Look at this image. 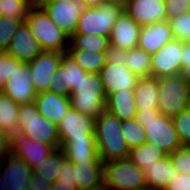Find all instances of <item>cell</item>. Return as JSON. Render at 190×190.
I'll list each match as a JSON object with an SVG mask.
<instances>
[{"label":"cell","instance_id":"cell-26","mask_svg":"<svg viewBox=\"0 0 190 190\" xmlns=\"http://www.w3.org/2000/svg\"><path fill=\"white\" fill-rule=\"evenodd\" d=\"M147 187L153 190H164L178 171L173 166L171 158L166 155L163 159L154 162L144 170Z\"/></svg>","mask_w":190,"mask_h":190},{"label":"cell","instance_id":"cell-32","mask_svg":"<svg viewBox=\"0 0 190 190\" xmlns=\"http://www.w3.org/2000/svg\"><path fill=\"white\" fill-rule=\"evenodd\" d=\"M69 44L74 49L105 52L110 42L109 37L104 35L74 33L69 39Z\"/></svg>","mask_w":190,"mask_h":190},{"label":"cell","instance_id":"cell-51","mask_svg":"<svg viewBox=\"0 0 190 190\" xmlns=\"http://www.w3.org/2000/svg\"><path fill=\"white\" fill-rule=\"evenodd\" d=\"M61 1L73 3L76 0H40V4H55Z\"/></svg>","mask_w":190,"mask_h":190},{"label":"cell","instance_id":"cell-11","mask_svg":"<svg viewBox=\"0 0 190 190\" xmlns=\"http://www.w3.org/2000/svg\"><path fill=\"white\" fill-rule=\"evenodd\" d=\"M182 42L173 39L151 55V77L179 75L181 71Z\"/></svg>","mask_w":190,"mask_h":190},{"label":"cell","instance_id":"cell-22","mask_svg":"<svg viewBox=\"0 0 190 190\" xmlns=\"http://www.w3.org/2000/svg\"><path fill=\"white\" fill-rule=\"evenodd\" d=\"M34 103L39 113L56 125L68 114L71 108L69 97L49 91L38 93Z\"/></svg>","mask_w":190,"mask_h":190},{"label":"cell","instance_id":"cell-34","mask_svg":"<svg viewBox=\"0 0 190 190\" xmlns=\"http://www.w3.org/2000/svg\"><path fill=\"white\" fill-rule=\"evenodd\" d=\"M120 129L129 149L147 142L144 127L135 118L122 120Z\"/></svg>","mask_w":190,"mask_h":190},{"label":"cell","instance_id":"cell-4","mask_svg":"<svg viewBox=\"0 0 190 190\" xmlns=\"http://www.w3.org/2000/svg\"><path fill=\"white\" fill-rule=\"evenodd\" d=\"M71 108L96 119L106 110V96L98 73L82 75L75 90L69 96Z\"/></svg>","mask_w":190,"mask_h":190},{"label":"cell","instance_id":"cell-21","mask_svg":"<svg viewBox=\"0 0 190 190\" xmlns=\"http://www.w3.org/2000/svg\"><path fill=\"white\" fill-rule=\"evenodd\" d=\"M173 39L172 29L168 20L144 25L140 28L138 48L153 55Z\"/></svg>","mask_w":190,"mask_h":190},{"label":"cell","instance_id":"cell-25","mask_svg":"<svg viewBox=\"0 0 190 190\" xmlns=\"http://www.w3.org/2000/svg\"><path fill=\"white\" fill-rule=\"evenodd\" d=\"M106 110L120 121L135 118L138 110L135 104L134 90L122 89L110 93L106 97Z\"/></svg>","mask_w":190,"mask_h":190},{"label":"cell","instance_id":"cell-33","mask_svg":"<svg viewBox=\"0 0 190 190\" xmlns=\"http://www.w3.org/2000/svg\"><path fill=\"white\" fill-rule=\"evenodd\" d=\"M60 171V148L54 149L50 155L32 167V173L42 177L46 182L53 184Z\"/></svg>","mask_w":190,"mask_h":190},{"label":"cell","instance_id":"cell-47","mask_svg":"<svg viewBox=\"0 0 190 190\" xmlns=\"http://www.w3.org/2000/svg\"><path fill=\"white\" fill-rule=\"evenodd\" d=\"M11 135L5 131L0 130V159L2 160L10 153Z\"/></svg>","mask_w":190,"mask_h":190},{"label":"cell","instance_id":"cell-29","mask_svg":"<svg viewBox=\"0 0 190 190\" xmlns=\"http://www.w3.org/2000/svg\"><path fill=\"white\" fill-rule=\"evenodd\" d=\"M75 62L88 73H100L106 64L105 52H92L74 49L70 44L66 52Z\"/></svg>","mask_w":190,"mask_h":190},{"label":"cell","instance_id":"cell-48","mask_svg":"<svg viewBox=\"0 0 190 190\" xmlns=\"http://www.w3.org/2000/svg\"><path fill=\"white\" fill-rule=\"evenodd\" d=\"M52 190H77L74 184L59 183L55 181L52 184Z\"/></svg>","mask_w":190,"mask_h":190},{"label":"cell","instance_id":"cell-50","mask_svg":"<svg viewBox=\"0 0 190 190\" xmlns=\"http://www.w3.org/2000/svg\"><path fill=\"white\" fill-rule=\"evenodd\" d=\"M87 7L99 6L101 4L100 0H81Z\"/></svg>","mask_w":190,"mask_h":190},{"label":"cell","instance_id":"cell-55","mask_svg":"<svg viewBox=\"0 0 190 190\" xmlns=\"http://www.w3.org/2000/svg\"><path fill=\"white\" fill-rule=\"evenodd\" d=\"M2 16V12H1V4H0V17Z\"/></svg>","mask_w":190,"mask_h":190},{"label":"cell","instance_id":"cell-41","mask_svg":"<svg viewBox=\"0 0 190 190\" xmlns=\"http://www.w3.org/2000/svg\"><path fill=\"white\" fill-rule=\"evenodd\" d=\"M14 72V57L5 51L0 52V91Z\"/></svg>","mask_w":190,"mask_h":190},{"label":"cell","instance_id":"cell-18","mask_svg":"<svg viewBox=\"0 0 190 190\" xmlns=\"http://www.w3.org/2000/svg\"><path fill=\"white\" fill-rule=\"evenodd\" d=\"M5 52L19 61L28 63L40 54L42 49L27 24L21 23Z\"/></svg>","mask_w":190,"mask_h":190},{"label":"cell","instance_id":"cell-49","mask_svg":"<svg viewBox=\"0 0 190 190\" xmlns=\"http://www.w3.org/2000/svg\"><path fill=\"white\" fill-rule=\"evenodd\" d=\"M101 4L108 3V4H115L122 8H125L127 0H100Z\"/></svg>","mask_w":190,"mask_h":190},{"label":"cell","instance_id":"cell-42","mask_svg":"<svg viewBox=\"0 0 190 190\" xmlns=\"http://www.w3.org/2000/svg\"><path fill=\"white\" fill-rule=\"evenodd\" d=\"M168 20L181 13L190 12V0H165Z\"/></svg>","mask_w":190,"mask_h":190},{"label":"cell","instance_id":"cell-45","mask_svg":"<svg viewBox=\"0 0 190 190\" xmlns=\"http://www.w3.org/2000/svg\"><path fill=\"white\" fill-rule=\"evenodd\" d=\"M164 190H190V175L177 174Z\"/></svg>","mask_w":190,"mask_h":190},{"label":"cell","instance_id":"cell-14","mask_svg":"<svg viewBox=\"0 0 190 190\" xmlns=\"http://www.w3.org/2000/svg\"><path fill=\"white\" fill-rule=\"evenodd\" d=\"M3 190H28L32 168L23 159L9 153L1 160Z\"/></svg>","mask_w":190,"mask_h":190},{"label":"cell","instance_id":"cell-17","mask_svg":"<svg viewBox=\"0 0 190 190\" xmlns=\"http://www.w3.org/2000/svg\"><path fill=\"white\" fill-rule=\"evenodd\" d=\"M124 11L140 26L168 20L165 0H127Z\"/></svg>","mask_w":190,"mask_h":190},{"label":"cell","instance_id":"cell-5","mask_svg":"<svg viewBox=\"0 0 190 190\" xmlns=\"http://www.w3.org/2000/svg\"><path fill=\"white\" fill-rule=\"evenodd\" d=\"M17 126L22 136L60 148L57 125L42 116L34 102L19 104Z\"/></svg>","mask_w":190,"mask_h":190},{"label":"cell","instance_id":"cell-31","mask_svg":"<svg viewBox=\"0 0 190 190\" xmlns=\"http://www.w3.org/2000/svg\"><path fill=\"white\" fill-rule=\"evenodd\" d=\"M124 65L139 78L151 77V55L138 47L127 51Z\"/></svg>","mask_w":190,"mask_h":190},{"label":"cell","instance_id":"cell-54","mask_svg":"<svg viewBox=\"0 0 190 190\" xmlns=\"http://www.w3.org/2000/svg\"><path fill=\"white\" fill-rule=\"evenodd\" d=\"M140 190H153V189L149 188V187H146V188H143V189H140Z\"/></svg>","mask_w":190,"mask_h":190},{"label":"cell","instance_id":"cell-24","mask_svg":"<svg viewBox=\"0 0 190 190\" xmlns=\"http://www.w3.org/2000/svg\"><path fill=\"white\" fill-rule=\"evenodd\" d=\"M103 164L75 163L74 181H76L77 190H104Z\"/></svg>","mask_w":190,"mask_h":190},{"label":"cell","instance_id":"cell-16","mask_svg":"<svg viewBox=\"0 0 190 190\" xmlns=\"http://www.w3.org/2000/svg\"><path fill=\"white\" fill-rule=\"evenodd\" d=\"M53 150L52 146L44 142L27 138L20 133L11 134L10 153L23 159L31 168L46 159Z\"/></svg>","mask_w":190,"mask_h":190},{"label":"cell","instance_id":"cell-53","mask_svg":"<svg viewBox=\"0 0 190 190\" xmlns=\"http://www.w3.org/2000/svg\"><path fill=\"white\" fill-rule=\"evenodd\" d=\"M0 190H3V185H2V174H1V159H0Z\"/></svg>","mask_w":190,"mask_h":190},{"label":"cell","instance_id":"cell-8","mask_svg":"<svg viewBox=\"0 0 190 190\" xmlns=\"http://www.w3.org/2000/svg\"><path fill=\"white\" fill-rule=\"evenodd\" d=\"M123 11L124 8L108 3L87 7L79 16L75 33L109 37L113 24Z\"/></svg>","mask_w":190,"mask_h":190},{"label":"cell","instance_id":"cell-36","mask_svg":"<svg viewBox=\"0 0 190 190\" xmlns=\"http://www.w3.org/2000/svg\"><path fill=\"white\" fill-rule=\"evenodd\" d=\"M2 16L25 23L29 6L20 0H0Z\"/></svg>","mask_w":190,"mask_h":190},{"label":"cell","instance_id":"cell-6","mask_svg":"<svg viewBox=\"0 0 190 190\" xmlns=\"http://www.w3.org/2000/svg\"><path fill=\"white\" fill-rule=\"evenodd\" d=\"M104 190H140L147 187L145 173L128 158L103 164Z\"/></svg>","mask_w":190,"mask_h":190},{"label":"cell","instance_id":"cell-15","mask_svg":"<svg viewBox=\"0 0 190 190\" xmlns=\"http://www.w3.org/2000/svg\"><path fill=\"white\" fill-rule=\"evenodd\" d=\"M87 72L84 71L66 52L63 55L60 66L48 87L49 92L57 93L69 97L75 90V86L78 85Z\"/></svg>","mask_w":190,"mask_h":190},{"label":"cell","instance_id":"cell-40","mask_svg":"<svg viewBox=\"0 0 190 190\" xmlns=\"http://www.w3.org/2000/svg\"><path fill=\"white\" fill-rule=\"evenodd\" d=\"M56 181L59 183L74 184L76 186V181H74V163H71L64 157L61 149L60 171L58 172Z\"/></svg>","mask_w":190,"mask_h":190},{"label":"cell","instance_id":"cell-44","mask_svg":"<svg viewBox=\"0 0 190 190\" xmlns=\"http://www.w3.org/2000/svg\"><path fill=\"white\" fill-rule=\"evenodd\" d=\"M127 51L117 48L111 44L108 45V48L105 51L106 62L124 65L126 59Z\"/></svg>","mask_w":190,"mask_h":190},{"label":"cell","instance_id":"cell-3","mask_svg":"<svg viewBox=\"0 0 190 190\" xmlns=\"http://www.w3.org/2000/svg\"><path fill=\"white\" fill-rule=\"evenodd\" d=\"M25 23L42 51L67 52L70 37L48 17L42 7L29 8Z\"/></svg>","mask_w":190,"mask_h":190},{"label":"cell","instance_id":"cell-46","mask_svg":"<svg viewBox=\"0 0 190 190\" xmlns=\"http://www.w3.org/2000/svg\"><path fill=\"white\" fill-rule=\"evenodd\" d=\"M28 183V190H52V184L46 182L42 177L35 173L31 174V178Z\"/></svg>","mask_w":190,"mask_h":190},{"label":"cell","instance_id":"cell-28","mask_svg":"<svg viewBox=\"0 0 190 190\" xmlns=\"http://www.w3.org/2000/svg\"><path fill=\"white\" fill-rule=\"evenodd\" d=\"M166 155L158 146L150 142H145L140 146L129 149L128 159L144 171L147 167H151L154 162L163 159Z\"/></svg>","mask_w":190,"mask_h":190},{"label":"cell","instance_id":"cell-19","mask_svg":"<svg viewBox=\"0 0 190 190\" xmlns=\"http://www.w3.org/2000/svg\"><path fill=\"white\" fill-rule=\"evenodd\" d=\"M100 77L103 82L105 96L118 90H134L139 79L125 65L113 64L106 62L100 71Z\"/></svg>","mask_w":190,"mask_h":190},{"label":"cell","instance_id":"cell-13","mask_svg":"<svg viewBox=\"0 0 190 190\" xmlns=\"http://www.w3.org/2000/svg\"><path fill=\"white\" fill-rule=\"evenodd\" d=\"M95 119L70 108L68 114L57 125L60 143H69L73 139L95 137Z\"/></svg>","mask_w":190,"mask_h":190},{"label":"cell","instance_id":"cell-10","mask_svg":"<svg viewBox=\"0 0 190 190\" xmlns=\"http://www.w3.org/2000/svg\"><path fill=\"white\" fill-rule=\"evenodd\" d=\"M64 53L42 51L28 62L32 85L36 93L48 91L49 84L60 66Z\"/></svg>","mask_w":190,"mask_h":190},{"label":"cell","instance_id":"cell-12","mask_svg":"<svg viewBox=\"0 0 190 190\" xmlns=\"http://www.w3.org/2000/svg\"><path fill=\"white\" fill-rule=\"evenodd\" d=\"M39 6L69 37L75 33L79 16L87 8L81 0L73 3L61 1L55 4H39Z\"/></svg>","mask_w":190,"mask_h":190},{"label":"cell","instance_id":"cell-2","mask_svg":"<svg viewBox=\"0 0 190 190\" xmlns=\"http://www.w3.org/2000/svg\"><path fill=\"white\" fill-rule=\"evenodd\" d=\"M135 119L144 127L146 141L158 146L167 155L182 147L172 118L160 114L158 108L138 110Z\"/></svg>","mask_w":190,"mask_h":190},{"label":"cell","instance_id":"cell-30","mask_svg":"<svg viewBox=\"0 0 190 190\" xmlns=\"http://www.w3.org/2000/svg\"><path fill=\"white\" fill-rule=\"evenodd\" d=\"M19 104L11 97L0 91V130L9 133H17Z\"/></svg>","mask_w":190,"mask_h":190},{"label":"cell","instance_id":"cell-39","mask_svg":"<svg viewBox=\"0 0 190 190\" xmlns=\"http://www.w3.org/2000/svg\"><path fill=\"white\" fill-rule=\"evenodd\" d=\"M169 156L178 174L190 175V146H182Z\"/></svg>","mask_w":190,"mask_h":190},{"label":"cell","instance_id":"cell-9","mask_svg":"<svg viewBox=\"0 0 190 190\" xmlns=\"http://www.w3.org/2000/svg\"><path fill=\"white\" fill-rule=\"evenodd\" d=\"M2 91L18 104L32 103L37 95L32 85L28 63L14 58V72L8 78Z\"/></svg>","mask_w":190,"mask_h":190},{"label":"cell","instance_id":"cell-20","mask_svg":"<svg viewBox=\"0 0 190 190\" xmlns=\"http://www.w3.org/2000/svg\"><path fill=\"white\" fill-rule=\"evenodd\" d=\"M140 28L141 26L123 11L113 24L109 42L111 45L126 51L137 48Z\"/></svg>","mask_w":190,"mask_h":190},{"label":"cell","instance_id":"cell-37","mask_svg":"<svg viewBox=\"0 0 190 190\" xmlns=\"http://www.w3.org/2000/svg\"><path fill=\"white\" fill-rule=\"evenodd\" d=\"M182 146H190V107L172 117Z\"/></svg>","mask_w":190,"mask_h":190},{"label":"cell","instance_id":"cell-38","mask_svg":"<svg viewBox=\"0 0 190 190\" xmlns=\"http://www.w3.org/2000/svg\"><path fill=\"white\" fill-rule=\"evenodd\" d=\"M20 24V21L7 16L0 17V52L6 51Z\"/></svg>","mask_w":190,"mask_h":190},{"label":"cell","instance_id":"cell-52","mask_svg":"<svg viewBox=\"0 0 190 190\" xmlns=\"http://www.w3.org/2000/svg\"><path fill=\"white\" fill-rule=\"evenodd\" d=\"M24 3H26L30 8L39 6L40 0H20Z\"/></svg>","mask_w":190,"mask_h":190},{"label":"cell","instance_id":"cell-7","mask_svg":"<svg viewBox=\"0 0 190 190\" xmlns=\"http://www.w3.org/2000/svg\"><path fill=\"white\" fill-rule=\"evenodd\" d=\"M157 81L160 114L172 118L190 107V86L180 75L158 77Z\"/></svg>","mask_w":190,"mask_h":190},{"label":"cell","instance_id":"cell-23","mask_svg":"<svg viewBox=\"0 0 190 190\" xmlns=\"http://www.w3.org/2000/svg\"><path fill=\"white\" fill-rule=\"evenodd\" d=\"M64 157L71 163H103L99 157L95 137L73 139L69 143H60Z\"/></svg>","mask_w":190,"mask_h":190},{"label":"cell","instance_id":"cell-27","mask_svg":"<svg viewBox=\"0 0 190 190\" xmlns=\"http://www.w3.org/2000/svg\"><path fill=\"white\" fill-rule=\"evenodd\" d=\"M158 81L157 78H139L134 88V99L137 110L158 108Z\"/></svg>","mask_w":190,"mask_h":190},{"label":"cell","instance_id":"cell-1","mask_svg":"<svg viewBox=\"0 0 190 190\" xmlns=\"http://www.w3.org/2000/svg\"><path fill=\"white\" fill-rule=\"evenodd\" d=\"M120 128L121 121L107 110L95 119V142L98 157L103 163L128 158L129 148Z\"/></svg>","mask_w":190,"mask_h":190},{"label":"cell","instance_id":"cell-35","mask_svg":"<svg viewBox=\"0 0 190 190\" xmlns=\"http://www.w3.org/2000/svg\"><path fill=\"white\" fill-rule=\"evenodd\" d=\"M174 39L190 42V12L181 13L168 20Z\"/></svg>","mask_w":190,"mask_h":190},{"label":"cell","instance_id":"cell-43","mask_svg":"<svg viewBox=\"0 0 190 190\" xmlns=\"http://www.w3.org/2000/svg\"><path fill=\"white\" fill-rule=\"evenodd\" d=\"M181 78L190 86V42H182Z\"/></svg>","mask_w":190,"mask_h":190}]
</instances>
